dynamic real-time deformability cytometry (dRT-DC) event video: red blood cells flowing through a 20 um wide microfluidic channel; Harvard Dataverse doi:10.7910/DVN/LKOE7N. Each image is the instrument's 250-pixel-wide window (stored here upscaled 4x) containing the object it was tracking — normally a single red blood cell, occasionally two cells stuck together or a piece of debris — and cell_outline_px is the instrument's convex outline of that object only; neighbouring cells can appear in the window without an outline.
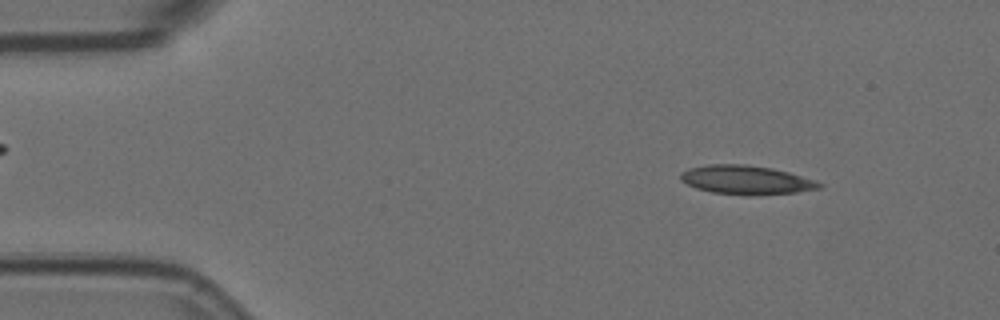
{"species": "Egyptian fruit bat (a non-hibernating species)", "species_latin": "Rousettus aegyptiacus", "temperature_condition": "room temperature", "stored_images_in_passage": 55, "camera_frame_rate_fps": 3000, "um_per_image_px": 0.085, "animal": {"sex": "female"}, "frame": {"image": 1, "passage_image": 6, "time_ms": 1.667, "image_size_px": [1000, 320], "cell_outline_px": [[824, 184], [820, 188], [796, 192], [712, 192], [696, 188], [680, 180], [680, 172], [688, 168], [708, 164], [744, 164], [772, 168], [788, 172], [816, 180]], "centroid_in_image_um": [63.38, 15.23], "position_along_channel_um": 21.6, "area_um2": 22.25}}
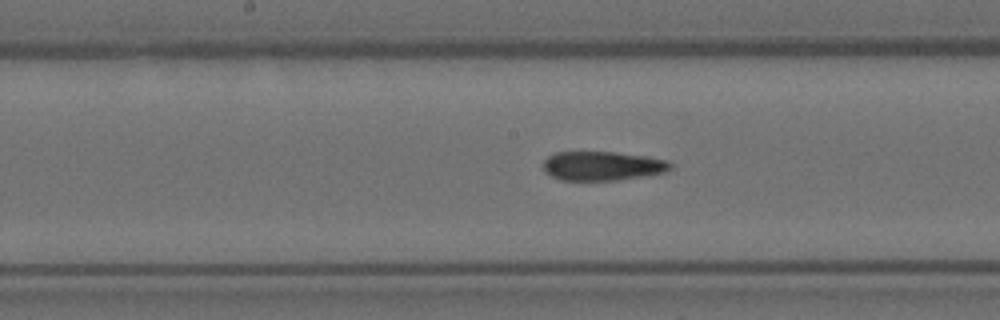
{"frame": {"image": 2, "passage_image": 27, "time_ms": 8.667, "image_size_px": [1000, 320], "cell_outline_px": [[672, 168], [664, 172], [616, 180], [560, 180], [552, 176], [544, 168], [544, 160], [548, 156], [556, 152], [616, 152], [644, 156], [668, 160], [672, 164]], "centroid_in_image_um": [51.21, 14.09], "position_along_channel_um": 197.0, "area_um2": 21.33}}
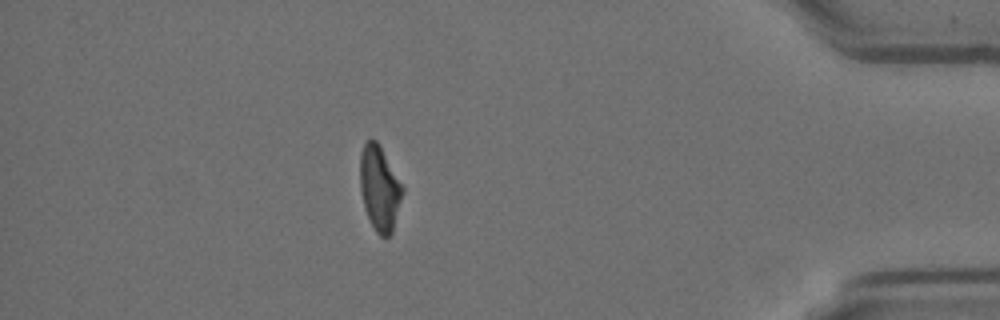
{"frame": {"image": 3, "passage_image": 48, "time_ms": 15.667, "image_size_px": [1000, 320], "cell_outline_px": [[404, 192], [392, 232], [388, 236], [380, 236], [376, 232], [364, 208], [360, 188], [360, 152], [364, 144], [368, 140], [376, 140], [380, 144], [404, 188]], "centroid_in_image_um": [32.27, 15.98], "position_along_channel_um": 402.9, "area_um2": 20.98}, "authors_computed_cell_mechanics": {"area_um2": 22.4842, "velocity_mm_per_s": 3.5943, "shape_relaxation_time_tau1_ms": null, "shape_relaxation_time_tau2_ms": 4.1176, "deformation_change_tau1": null, "deformation_change_tau2": 0.1143}}